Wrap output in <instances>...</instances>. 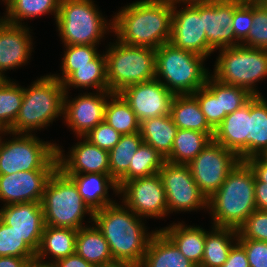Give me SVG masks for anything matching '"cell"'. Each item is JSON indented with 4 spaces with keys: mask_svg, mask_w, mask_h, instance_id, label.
Masks as SVG:
<instances>
[{
    "mask_svg": "<svg viewBox=\"0 0 267 267\" xmlns=\"http://www.w3.org/2000/svg\"><path fill=\"white\" fill-rule=\"evenodd\" d=\"M54 171H22L0 175V200L4 206L41 202L45 185Z\"/></svg>",
    "mask_w": 267,
    "mask_h": 267,
    "instance_id": "19",
    "label": "cell"
},
{
    "mask_svg": "<svg viewBox=\"0 0 267 267\" xmlns=\"http://www.w3.org/2000/svg\"><path fill=\"white\" fill-rule=\"evenodd\" d=\"M178 127L170 114L144 120L140 123L143 142L152 146L164 158L172 151Z\"/></svg>",
    "mask_w": 267,
    "mask_h": 267,
    "instance_id": "30",
    "label": "cell"
},
{
    "mask_svg": "<svg viewBox=\"0 0 267 267\" xmlns=\"http://www.w3.org/2000/svg\"><path fill=\"white\" fill-rule=\"evenodd\" d=\"M197 267H200L204 253L206 230L199 226H185L174 223L160 229Z\"/></svg>",
    "mask_w": 267,
    "mask_h": 267,
    "instance_id": "26",
    "label": "cell"
},
{
    "mask_svg": "<svg viewBox=\"0 0 267 267\" xmlns=\"http://www.w3.org/2000/svg\"><path fill=\"white\" fill-rule=\"evenodd\" d=\"M213 136L214 133L178 129L172 151L165 160L174 164H188L213 140Z\"/></svg>",
    "mask_w": 267,
    "mask_h": 267,
    "instance_id": "33",
    "label": "cell"
},
{
    "mask_svg": "<svg viewBox=\"0 0 267 267\" xmlns=\"http://www.w3.org/2000/svg\"><path fill=\"white\" fill-rule=\"evenodd\" d=\"M245 1H248V2H251V3H262L265 0H245Z\"/></svg>",
    "mask_w": 267,
    "mask_h": 267,
    "instance_id": "57",
    "label": "cell"
},
{
    "mask_svg": "<svg viewBox=\"0 0 267 267\" xmlns=\"http://www.w3.org/2000/svg\"><path fill=\"white\" fill-rule=\"evenodd\" d=\"M62 76L53 74L56 79L63 83L65 92L69 88H95L99 91H109L107 83V67L105 54H98L92 65L61 66ZM57 75V76H56Z\"/></svg>",
    "mask_w": 267,
    "mask_h": 267,
    "instance_id": "23",
    "label": "cell"
},
{
    "mask_svg": "<svg viewBox=\"0 0 267 267\" xmlns=\"http://www.w3.org/2000/svg\"><path fill=\"white\" fill-rule=\"evenodd\" d=\"M142 142L140 131L121 135L119 142L109 151L110 176L116 182L129 170L131 160Z\"/></svg>",
    "mask_w": 267,
    "mask_h": 267,
    "instance_id": "37",
    "label": "cell"
},
{
    "mask_svg": "<svg viewBox=\"0 0 267 267\" xmlns=\"http://www.w3.org/2000/svg\"><path fill=\"white\" fill-rule=\"evenodd\" d=\"M237 241V230L213 226L212 231L206 232L200 267H221L228 259L230 250Z\"/></svg>",
    "mask_w": 267,
    "mask_h": 267,
    "instance_id": "31",
    "label": "cell"
},
{
    "mask_svg": "<svg viewBox=\"0 0 267 267\" xmlns=\"http://www.w3.org/2000/svg\"><path fill=\"white\" fill-rule=\"evenodd\" d=\"M119 94L129 104L138 121L170 114L174 94L156 78L130 85Z\"/></svg>",
    "mask_w": 267,
    "mask_h": 267,
    "instance_id": "15",
    "label": "cell"
},
{
    "mask_svg": "<svg viewBox=\"0 0 267 267\" xmlns=\"http://www.w3.org/2000/svg\"><path fill=\"white\" fill-rule=\"evenodd\" d=\"M45 225L79 230L85 214L94 212L84 202L74 181L58 167L49 177L41 201Z\"/></svg>",
    "mask_w": 267,
    "mask_h": 267,
    "instance_id": "5",
    "label": "cell"
},
{
    "mask_svg": "<svg viewBox=\"0 0 267 267\" xmlns=\"http://www.w3.org/2000/svg\"><path fill=\"white\" fill-rule=\"evenodd\" d=\"M241 45L267 50V8L262 3H253L252 26Z\"/></svg>",
    "mask_w": 267,
    "mask_h": 267,
    "instance_id": "41",
    "label": "cell"
},
{
    "mask_svg": "<svg viewBox=\"0 0 267 267\" xmlns=\"http://www.w3.org/2000/svg\"><path fill=\"white\" fill-rule=\"evenodd\" d=\"M32 259L35 257L1 256L0 267H27Z\"/></svg>",
    "mask_w": 267,
    "mask_h": 267,
    "instance_id": "52",
    "label": "cell"
},
{
    "mask_svg": "<svg viewBox=\"0 0 267 267\" xmlns=\"http://www.w3.org/2000/svg\"><path fill=\"white\" fill-rule=\"evenodd\" d=\"M237 242L245 249L249 267H267V242L252 239Z\"/></svg>",
    "mask_w": 267,
    "mask_h": 267,
    "instance_id": "47",
    "label": "cell"
},
{
    "mask_svg": "<svg viewBox=\"0 0 267 267\" xmlns=\"http://www.w3.org/2000/svg\"><path fill=\"white\" fill-rule=\"evenodd\" d=\"M259 156L267 162V148Z\"/></svg>",
    "mask_w": 267,
    "mask_h": 267,
    "instance_id": "56",
    "label": "cell"
},
{
    "mask_svg": "<svg viewBox=\"0 0 267 267\" xmlns=\"http://www.w3.org/2000/svg\"><path fill=\"white\" fill-rule=\"evenodd\" d=\"M192 95L197 99L206 121L215 130L221 123L220 81L211 74L205 86L196 90Z\"/></svg>",
    "mask_w": 267,
    "mask_h": 267,
    "instance_id": "39",
    "label": "cell"
},
{
    "mask_svg": "<svg viewBox=\"0 0 267 267\" xmlns=\"http://www.w3.org/2000/svg\"><path fill=\"white\" fill-rule=\"evenodd\" d=\"M253 95L239 86L220 82L221 122L230 113L245 105Z\"/></svg>",
    "mask_w": 267,
    "mask_h": 267,
    "instance_id": "42",
    "label": "cell"
},
{
    "mask_svg": "<svg viewBox=\"0 0 267 267\" xmlns=\"http://www.w3.org/2000/svg\"><path fill=\"white\" fill-rule=\"evenodd\" d=\"M67 176L74 181L84 202L93 212L115 203L109 198L108 189L112 188L118 195V186L110 174L88 173Z\"/></svg>",
    "mask_w": 267,
    "mask_h": 267,
    "instance_id": "24",
    "label": "cell"
},
{
    "mask_svg": "<svg viewBox=\"0 0 267 267\" xmlns=\"http://www.w3.org/2000/svg\"><path fill=\"white\" fill-rule=\"evenodd\" d=\"M105 106L104 121L121 135L140 131V122L119 93H113Z\"/></svg>",
    "mask_w": 267,
    "mask_h": 267,
    "instance_id": "35",
    "label": "cell"
},
{
    "mask_svg": "<svg viewBox=\"0 0 267 267\" xmlns=\"http://www.w3.org/2000/svg\"><path fill=\"white\" fill-rule=\"evenodd\" d=\"M142 220L131 209L118 203L94 212L93 223L108 242L114 262L140 266L155 232H147Z\"/></svg>",
    "mask_w": 267,
    "mask_h": 267,
    "instance_id": "2",
    "label": "cell"
},
{
    "mask_svg": "<svg viewBox=\"0 0 267 267\" xmlns=\"http://www.w3.org/2000/svg\"><path fill=\"white\" fill-rule=\"evenodd\" d=\"M267 148V100L262 95L250 99V133L246 137V160Z\"/></svg>",
    "mask_w": 267,
    "mask_h": 267,
    "instance_id": "32",
    "label": "cell"
},
{
    "mask_svg": "<svg viewBox=\"0 0 267 267\" xmlns=\"http://www.w3.org/2000/svg\"><path fill=\"white\" fill-rule=\"evenodd\" d=\"M254 184L252 169L245 161H239L221 187L208 198L212 226L237 230L257 209Z\"/></svg>",
    "mask_w": 267,
    "mask_h": 267,
    "instance_id": "3",
    "label": "cell"
},
{
    "mask_svg": "<svg viewBox=\"0 0 267 267\" xmlns=\"http://www.w3.org/2000/svg\"><path fill=\"white\" fill-rule=\"evenodd\" d=\"M54 264L56 267H95L76 253L59 259Z\"/></svg>",
    "mask_w": 267,
    "mask_h": 267,
    "instance_id": "51",
    "label": "cell"
},
{
    "mask_svg": "<svg viewBox=\"0 0 267 267\" xmlns=\"http://www.w3.org/2000/svg\"><path fill=\"white\" fill-rule=\"evenodd\" d=\"M77 230L45 225L35 258L45 262L48 254L51 263L75 253Z\"/></svg>",
    "mask_w": 267,
    "mask_h": 267,
    "instance_id": "28",
    "label": "cell"
},
{
    "mask_svg": "<svg viewBox=\"0 0 267 267\" xmlns=\"http://www.w3.org/2000/svg\"><path fill=\"white\" fill-rule=\"evenodd\" d=\"M254 193L256 208L267 211V183L260 182L255 178Z\"/></svg>",
    "mask_w": 267,
    "mask_h": 267,
    "instance_id": "50",
    "label": "cell"
},
{
    "mask_svg": "<svg viewBox=\"0 0 267 267\" xmlns=\"http://www.w3.org/2000/svg\"><path fill=\"white\" fill-rule=\"evenodd\" d=\"M121 134L105 121L100 122L84 138L99 148L110 151L119 142Z\"/></svg>",
    "mask_w": 267,
    "mask_h": 267,
    "instance_id": "44",
    "label": "cell"
},
{
    "mask_svg": "<svg viewBox=\"0 0 267 267\" xmlns=\"http://www.w3.org/2000/svg\"><path fill=\"white\" fill-rule=\"evenodd\" d=\"M0 134H6V131H1V130H0Z\"/></svg>",
    "mask_w": 267,
    "mask_h": 267,
    "instance_id": "60",
    "label": "cell"
},
{
    "mask_svg": "<svg viewBox=\"0 0 267 267\" xmlns=\"http://www.w3.org/2000/svg\"><path fill=\"white\" fill-rule=\"evenodd\" d=\"M61 0H4L6 4L7 22L22 24L23 19L38 17L47 13H53L55 20L59 12Z\"/></svg>",
    "mask_w": 267,
    "mask_h": 267,
    "instance_id": "34",
    "label": "cell"
},
{
    "mask_svg": "<svg viewBox=\"0 0 267 267\" xmlns=\"http://www.w3.org/2000/svg\"><path fill=\"white\" fill-rule=\"evenodd\" d=\"M79 138H83V142L72 146L67 158L59 145L57 146L58 168L66 175L110 174L109 151L90 143L84 137Z\"/></svg>",
    "mask_w": 267,
    "mask_h": 267,
    "instance_id": "20",
    "label": "cell"
},
{
    "mask_svg": "<svg viewBox=\"0 0 267 267\" xmlns=\"http://www.w3.org/2000/svg\"><path fill=\"white\" fill-rule=\"evenodd\" d=\"M239 161L233 151L212 140L187 165L200 191L208 199L221 187Z\"/></svg>",
    "mask_w": 267,
    "mask_h": 267,
    "instance_id": "11",
    "label": "cell"
},
{
    "mask_svg": "<svg viewBox=\"0 0 267 267\" xmlns=\"http://www.w3.org/2000/svg\"><path fill=\"white\" fill-rule=\"evenodd\" d=\"M244 0L203 1V29L208 45L215 51L240 45L232 27L234 10Z\"/></svg>",
    "mask_w": 267,
    "mask_h": 267,
    "instance_id": "17",
    "label": "cell"
},
{
    "mask_svg": "<svg viewBox=\"0 0 267 267\" xmlns=\"http://www.w3.org/2000/svg\"><path fill=\"white\" fill-rule=\"evenodd\" d=\"M29 28L6 20L0 23V79H7L3 73L21 67L29 61L32 40Z\"/></svg>",
    "mask_w": 267,
    "mask_h": 267,
    "instance_id": "21",
    "label": "cell"
},
{
    "mask_svg": "<svg viewBox=\"0 0 267 267\" xmlns=\"http://www.w3.org/2000/svg\"><path fill=\"white\" fill-rule=\"evenodd\" d=\"M27 267H56V265L50 261L43 262L35 258L29 261Z\"/></svg>",
    "mask_w": 267,
    "mask_h": 267,
    "instance_id": "53",
    "label": "cell"
},
{
    "mask_svg": "<svg viewBox=\"0 0 267 267\" xmlns=\"http://www.w3.org/2000/svg\"><path fill=\"white\" fill-rule=\"evenodd\" d=\"M238 239L267 242V211L256 209L237 229Z\"/></svg>",
    "mask_w": 267,
    "mask_h": 267,
    "instance_id": "43",
    "label": "cell"
},
{
    "mask_svg": "<svg viewBox=\"0 0 267 267\" xmlns=\"http://www.w3.org/2000/svg\"><path fill=\"white\" fill-rule=\"evenodd\" d=\"M2 1H4V0H2ZM4 20H5L4 17H0V23H1L2 21H4Z\"/></svg>",
    "mask_w": 267,
    "mask_h": 267,
    "instance_id": "59",
    "label": "cell"
},
{
    "mask_svg": "<svg viewBox=\"0 0 267 267\" xmlns=\"http://www.w3.org/2000/svg\"><path fill=\"white\" fill-rule=\"evenodd\" d=\"M253 21V3L243 1L235 10L232 27L235 38L242 43L248 36Z\"/></svg>",
    "mask_w": 267,
    "mask_h": 267,
    "instance_id": "46",
    "label": "cell"
},
{
    "mask_svg": "<svg viewBox=\"0 0 267 267\" xmlns=\"http://www.w3.org/2000/svg\"><path fill=\"white\" fill-rule=\"evenodd\" d=\"M29 87H23L22 104L10 133L32 134L63 115L65 89L53 74L40 77Z\"/></svg>",
    "mask_w": 267,
    "mask_h": 267,
    "instance_id": "4",
    "label": "cell"
},
{
    "mask_svg": "<svg viewBox=\"0 0 267 267\" xmlns=\"http://www.w3.org/2000/svg\"><path fill=\"white\" fill-rule=\"evenodd\" d=\"M0 219L36 253L45 227L41 202L10 204L0 209Z\"/></svg>",
    "mask_w": 267,
    "mask_h": 267,
    "instance_id": "18",
    "label": "cell"
},
{
    "mask_svg": "<svg viewBox=\"0 0 267 267\" xmlns=\"http://www.w3.org/2000/svg\"><path fill=\"white\" fill-rule=\"evenodd\" d=\"M221 267H249L245 249L238 242L232 246L228 259Z\"/></svg>",
    "mask_w": 267,
    "mask_h": 267,
    "instance_id": "48",
    "label": "cell"
},
{
    "mask_svg": "<svg viewBox=\"0 0 267 267\" xmlns=\"http://www.w3.org/2000/svg\"><path fill=\"white\" fill-rule=\"evenodd\" d=\"M108 47L105 57L110 92L119 93L130 85L155 79L156 49L127 45L117 39Z\"/></svg>",
    "mask_w": 267,
    "mask_h": 267,
    "instance_id": "7",
    "label": "cell"
},
{
    "mask_svg": "<svg viewBox=\"0 0 267 267\" xmlns=\"http://www.w3.org/2000/svg\"><path fill=\"white\" fill-rule=\"evenodd\" d=\"M215 61V79L247 89L253 96L261 95L256 82L267 77V50L237 45L219 49Z\"/></svg>",
    "mask_w": 267,
    "mask_h": 267,
    "instance_id": "10",
    "label": "cell"
},
{
    "mask_svg": "<svg viewBox=\"0 0 267 267\" xmlns=\"http://www.w3.org/2000/svg\"><path fill=\"white\" fill-rule=\"evenodd\" d=\"M101 267H135V266L123 262H113L111 264L103 265Z\"/></svg>",
    "mask_w": 267,
    "mask_h": 267,
    "instance_id": "54",
    "label": "cell"
},
{
    "mask_svg": "<svg viewBox=\"0 0 267 267\" xmlns=\"http://www.w3.org/2000/svg\"><path fill=\"white\" fill-rule=\"evenodd\" d=\"M6 134L15 137L2 141L0 136V175L22 171H55L58 167L56 143L42 141L33 134L8 131Z\"/></svg>",
    "mask_w": 267,
    "mask_h": 267,
    "instance_id": "9",
    "label": "cell"
},
{
    "mask_svg": "<svg viewBox=\"0 0 267 267\" xmlns=\"http://www.w3.org/2000/svg\"><path fill=\"white\" fill-rule=\"evenodd\" d=\"M170 115L178 129L214 133V129L206 121L197 99L192 94L175 95Z\"/></svg>",
    "mask_w": 267,
    "mask_h": 267,
    "instance_id": "29",
    "label": "cell"
},
{
    "mask_svg": "<svg viewBox=\"0 0 267 267\" xmlns=\"http://www.w3.org/2000/svg\"><path fill=\"white\" fill-rule=\"evenodd\" d=\"M118 194L123 197V205L140 218L168 215L166 193L159 173L124 182L118 188Z\"/></svg>",
    "mask_w": 267,
    "mask_h": 267,
    "instance_id": "13",
    "label": "cell"
},
{
    "mask_svg": "<svg viewBox=\"0 0 267 267\" xmlns=\"http://www.w3.org/2000/svg\"><path fill=\"white\" fill-rule=\"evenodd\" d=\"M173 3L169 0H140L113 17V32L124 44L158 49L171 38Z\"/></svg>",
    "mask_w": 267,
    "mask_h": 267,
    "instance_id": "1",
    "label": "cell"
},
{
    "mask_svg": "<svg viewBox=\"0 0 267 267\" xmlns=\"http://www.w3.org/2000/svg\"><path fill=\"white\" fill-rule=\"evenodd\" d=\"M139 267H197L189 261L178 247L159 229L149 240Z\"/></svg>",
    "mask_w": 267,
    "mask_h": 267,
    "instance_id": "25",
    "label": "cell"
},
{
    "mask_svg": "<svg viewBox=\"0 0 267 267\" xmlns=\"http://www.w3.org/2000/svg\"><path fill=\"white\" fill-rule=\"evenodd\" d=\"M173 4L171 20V38L173 46L207 57L214 52L208 45L203 29V1L184 3V8L177 10Z\"/></svg>",
    "mask_w": 267,
    "mask_h": 267,
    "instance_id": "14",
    "label": "cell"
},
{
    "mask_svg": "<svg viewBox=\"0 0 267 267\" xmlns=\"http://www.w3.org/2000/svg\"><path fill=\"white\" fill-rule=\"evenodd\" d=\"M113 31V22L109 24L95 7L92 0H61L56 17V26L64 45L97 46L104 34Z\"/></svg>",
    "mask_w": 267,
    "mask_h": 267,
    "instance_id": "8",
    "label": "cell"
},
{
    "mask_svg": "<svg viewBox=\"0 0 267 267\" xmlns=\"http://www.w3.org/2000/svg\"><path fill=\"white\" fill-rule=\"evenodd\" d=\"M35 257L36 253L25 243V241L0 219V257Z\"/></svg>",
    "mask_w": 267,
    "mask_h": 267,
    "instance_id": "40",
    "label": "cell"
},
{
    "mask_svg": "<svg viewBox=\"0 0 267 267\" xmlns=\"http://www.w3.org/2000/svg\"><path fill=\"white\" fill-rule=\"evenodd\" d=\"M23 100V87L10 79H0V130L8 131L15 122Z\"/></svg>",
    "mask_w": 267,
    "mask_h": 267,
    "instance_id": "38",
    "label": "cell"
},
{
    "mask_svg": "<svg viewBox=\"0 0 267 267\" xmlns=\"http://www.w3.org/2000/svg\"><path fill=\"white\" fill-rule=\"evenodd\" d=\"M252 169L255 178L260 182L267 183V162L259 155L253 156L245 160Z\"/></svg>",
    "mask_w": 267,
    "mask_h": 267,
    "instance_id": "49",
    "label": "cell"
},
{
    "mask_svg": "<svg viewBox=\"0 0 267 267\" xmlns=\"http://www.w3.org/2000/svg\"><path fill=\"white\" fill-rule=\"evenodd\" d=\"M64 46L66 51H64L62 66L92 65V60L99 54L97 47L93 45L80 44Z\"/></svg>",
    "mask_w": 267,
    "mask_h": 267,
    "instance_id": "45",
    "label": "cell"
},
{
    "mask_svg": "<svg viewBox=\"0 0 267 267\" xmlns=\"http://www.w3.org/2000/svg\"><path fill=\"white\" fill-rule=\"evenodd\" d=\"M158 173L166 193L168 214L208 208V199L200 191L187 164L165 161Z\"/></svg>",
    "mask_w": 267,
    "mask_h": 267,
    "instance_id": "12",
    "label": "cell"
},
{
    "mask_svg": "<svg viewBox=\"0 0 267 267\" xmlns=\"http://www.w3.org/2000/svg\"><path fill=\"white\" fill-rule=\"evenodd\" d=\"M112 94L110 91H99V93L97 91L96 94L83 93L71 101L68 99V92H65L63 117L76 137H84L104 121L105 106Z\"/></svg>",
    "mask_w": 267,
    "mask_h": 267,
    "instance_id": "16",
    "label": "cell"
},
{
    "mask_svg": "<svg viewBox=\"0 0 267 267\" xmlns=\"http://www.w3.org/2000/svg\"><path fill=\"white\" fill-rule=\"evenodd\" d=\"M262 4L267 8V0H265L264 2H262Z\"/></svg>",
    "mask_w": 267,
    "mask_h": 267,
    "instance_id": "58",
    "label": "cell"
},
{
    "mask_svg": "<svg viewBox=\"0 0 267 267\" xmlns=\"http://www.w3.org/2000/svg\"><path fill=\"white\" fill-rule=\"evenodd\" d=\"M165 161L157 150L142 142L131 160L129 170L116 182L118 188L124 182L158 173Z\"/></svg>",
    "mask_w": 267,
    "mask_h": 267,
    "instance_id": "36",
    "label": "cell"
},
{
    "mask_svg": "<svg viewBox=\"0 0 267 267\" xmlns=\"http://www.w3.org/2000/svg\"><path fill=\"white\" fill-rule=\"evenodd\" d=\"M250 133V100L228 114L214 130L213 140L246 160V137Z\"/></svg>",
    "mask_w": 267,
    "mask_h": 267,
    "instance_id": "22",
    "label": "cell"
},
{
    "mask_svg": "<svg viewBox=\"0 0 267 267\" xmlns=\"http://www.w3.org/2000/svg\"><path fill=\"white\" fill-rule=\"evenodd\" d=\"M204 60L206 57L164 43L156 49L155 78L174 95L193 94L205 86L210 75Z\"/></svg>",
    "mask_w": 267,
    "mask_h": 267,
    "instance_id": "6",
    "label": "cell"
},
{
    "mask_svg": "<svg viewBox=\"0 0 267 267\" xmlns=\"http://www.w3.org/2000/svg\"><path fill=\"white\" fill-rule=\"evenodd\" d=\"M94 226L77 230L75 253L95 267L114 262L108 242L102 232Z\"/></svg>",
    "mask_w": 267,
    "mask_h": 267,
    "instance_id": "27",
    "label": "cell"
},
{
    "mask_svg": "<svg viewBox=\"0 0 267 267\" xmlns=\"http://www.w3.org/2000/svg\"><path fill=\"white\" fill-rule=\"evenodd\" d=\"M171 1L173 4L174 3H190V2H200V1H208V0H169Z\"/></svg>",
    "mask_w": 267,
    "mask_h": 267,
    "instance_id": "55",
    "label": "cell"
}]
</instances>
